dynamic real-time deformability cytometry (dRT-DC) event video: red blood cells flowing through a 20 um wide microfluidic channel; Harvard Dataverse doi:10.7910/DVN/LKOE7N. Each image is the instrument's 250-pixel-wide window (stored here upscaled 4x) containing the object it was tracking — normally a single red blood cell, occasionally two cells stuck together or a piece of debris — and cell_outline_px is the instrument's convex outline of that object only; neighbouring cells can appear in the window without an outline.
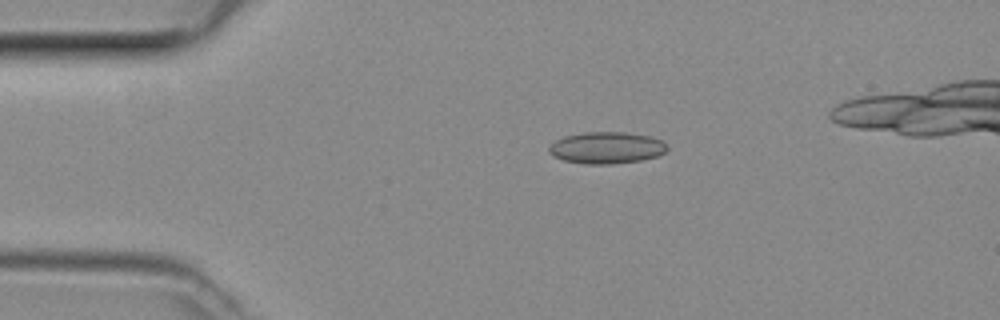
{"species": "common noctule bat (a hibernating species)", "species_latin": "Nyctalus noctula", "temperature_condition": "room temperature", "stored_images_in_passage": 45, "camera_frame_rate_fps": 3000, "um_per_image_px": 0.085, "animal": {"sex": "female", "body_mass_g": 29.2, "forearm_length_mm": 56.3}, "frame": {"image": 1, "passage_image": 10, "time_ms": 3.0, "image_size_px": [1000, 320], "cell_outline_px": [[668, 148], [664, 152], [656, 156], [640, 160], [612, 164], [584, 164], [564, 160], [552, 156], [548, 152], [548, 148], [556, 140], [564, 136], [584, 132], [624, 132], [652, 136], [660, 140]], "centroid_in_image_um": [51.52, 12.56], "position_along_channel_um": 33.5, "area_um2": 21.79}}
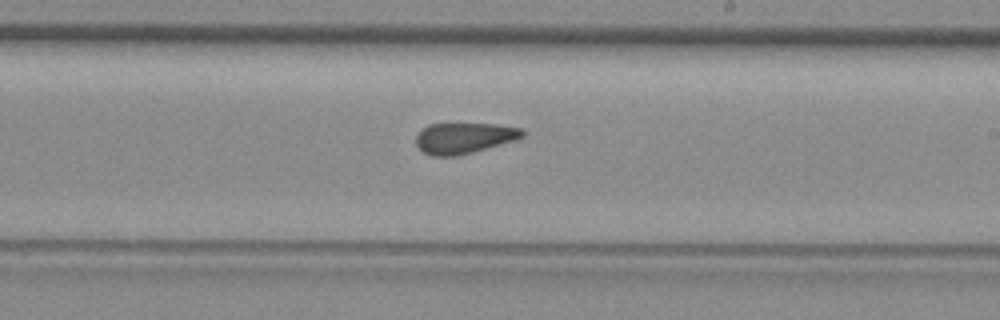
{"frame": {"image": 2, "passage_image": 28, "time_ms": 9.0, "image_size_px": [1000, 320], "cell_outline_px": [[524, 136], [512, 140], [472, 152], [456, 156], [432, 156], [424, 152], [416, 144], [416, 136], [428, 124], [492, 124], [524, 128]], "centroid_in_image_um": [39.43, 11.73], "position_along_channel_um": 249.6, "area_um2": 18.73}}
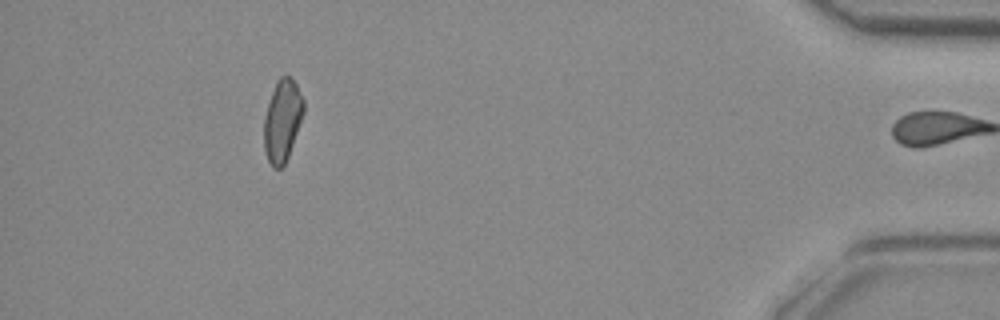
{"frame": {"image": 3, "passage_image": 44, "time_ms": 14.333, "image_size_px": [1000, 320], "cell_outline_px": [[304, 112], [288, 156], [284, 164], [280, 168], [272, 168], [268, 160], [264, 148], [264, 116], [276, 80], [280, 76], [288, 76], [296, 84], [304, 100]], "centroid_in_image_um": [23.99, 10.24], "position_along_channel_um": 411.2, "area_um2": 18.73}}